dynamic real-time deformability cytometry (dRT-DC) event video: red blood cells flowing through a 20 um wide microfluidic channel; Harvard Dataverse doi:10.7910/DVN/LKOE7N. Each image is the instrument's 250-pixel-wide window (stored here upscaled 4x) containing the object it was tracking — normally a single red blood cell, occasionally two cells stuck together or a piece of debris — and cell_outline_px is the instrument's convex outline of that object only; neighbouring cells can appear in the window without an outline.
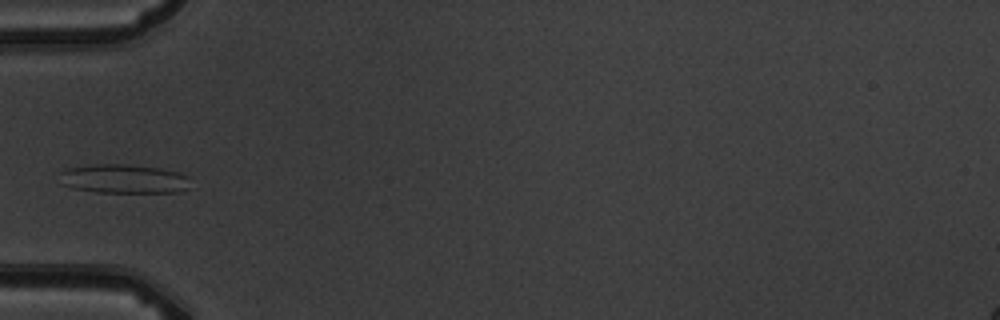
{"species": "common noctule bat (a hibernating species)", "species_latin": "Nyctalus noctula", "temperature_condition": "warm", "stored_images_in_passage": 4, "camera_frame_rate_fps": 3000, "um_per_image_px": 0.085, "animal": {"sex": "male", "body_mass_g": 19.5, "forearm_length_mm": 54.6}, "frame": {"image": 1, "passage_image": 4, "time_ms": 4.333, "image_size_px": [1000, 320], "cell_outline_px": [[192, 188], [180, 192], [96, 192], [72, 188], [60, 184], [60, 172], [68, 168], [100, 164], [128, 164], [160, 168], [180, 172], [188, 176]], "centroid_in_image_um": [10.57, 15.21], "position_along_channel_um": 74.4, "area_um2": 22.43}}